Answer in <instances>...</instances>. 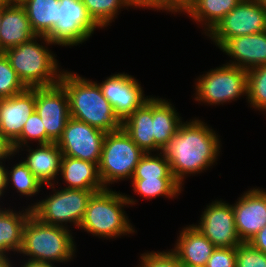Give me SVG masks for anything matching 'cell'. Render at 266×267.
I'll return each mask as SVG.
<instances>
[{
	"mask_svg": "<svg viewBox=\"0 0 266 267\" xmlns=\"http://www.w3.org/2000/svg\"><path fill=\"white\" fill-rule=\"evenodd\" d=\"M171 251L185 267H205L215 246L192 225H187L179 231Z\"/></svg>",
	"mask_w": 266,
	"mask_h": 267,
	"instance_id": "19",
	"label": "cell"
},
{
	"mask_svg": "<svg viewBox=\"0 0 266 267\" xmlns=\"http://www.w3.org/2000/svg\"><path fill=\"white\" fill-rule=\"evenodd\" d=\"M174 178L169 162L162 152L145 153L139 160L131 179Z\"/></svg>",
	"mask_w": 266,
	"mask_h": 267,
	"instance_id": "30",
	"label": "cell"
},
{
	"mask_svg": "<svg viewBox=\"0 0 266 267\" xmlns=\"http://www.w3.org/2000/svg\"><path fill=\"white\" fill-rule=\"evenodd\" d=\"M247 103L263 113L266 109V65L247 70Z\"/></svg>",
	"mask_w": 266,
	"mask_h": 267,
	"instance_id": "31",
	"label": "cell"
},
{
	"mask_svg": "<svg viewBox=\"0 0 266 267\" xmlns=\"http://www.w3.org/2000/svg\"><path fill=\"white\" fill-rule=\"evenodd\" d=\"M31 213L30 207L18 212L9 207L0 213V254L11 255V251L14 254L20 252L23 227Z\"/></svg>",
	"mask_w": 266,
	"mask_h": 267,
	"instance_id": "25",
	"label": "cell"
},
{
	"mask_svg": "<svg viewBox=\"0 0 266 267\" xmlns=\"http://www.w3.org/2000/svg\"><path fill=\"white\" fill-rule=\"evenodd\" d=\"M59 83L68 94L70 117L105 133L122 128L121 119L103 95L98 82L63 69Z\"/></svg>",
	"mask_w": 266,
	"mask_h": 267,
	"instance_id": "2",
	"label": "cell"
},
{
	"mask_svg": "<svg viewBox=\"0 0 266 267\" xmlns=\"http://www.w3.org/2000/svg\"><path fill=\"white\" fill-rule=\"evenodd\" d=\"M182 118L175 106L168 100L153 97L154 152H162L172 136L177 132Z\"/></svg>",
	"mask_w": 266,
	"mask_h": 267,
	"instance_id": "22",
	"label": "cell"
},
{
	"mask_svg": "<svg viewBox=\"0 0 266 267\" xmlns=\"http://www.w3.org/2000/svg\"><path fill=\"white\" fill-rule=\"evenodd\" d=\"M130 197L110 188L94 193L89 199L78 229L107 240L132 235L136 230L124 208L132 207L138 201L134 200V196Z\"/></svg>",
	"mask_w": 266,
	"mask_h": 267,
	"instance_id": "3",
	"label": "cell"
},
{
	"mask_svg": "<svg viewBox=\"0 0 266 267\" xmlns=\"http://www.w3.org/2000/svg\"><path fill=\"white\" fill-rule=\"evenodd\" d=\"M70 229L43 223L32 213L23 227L19 255L29 260L66 263L74 259L76 243Z\"/></svg>",
	"mask_w": 266,
	"mask_h": 267,
	"instance_id": "5",
	"label": "cell"
},
{
	"mask_svg": "<svg viewBox=\"0 0 266 267\" xmlns=\"http://www.w3.org/2000/svg\"><path fill=\"white\" fill-rule=\"evenodd\" d=\"M26 0H7L8 4L23 5Z\"/></svg>",
	"mask_w": 266,
	"mask_h": 267,
	"instance_id": "44",
	"label": "cell"
},
{
	"mask_svg": "<svg viewBox=\"0 0 266 267\" xmlns=\"http://www.w3.org/2000/svg\"><path fill=\"white\" fill-rule=\"evenodd\" d=\"M35 111L46 130V144L57 143L70 118L69 98L64 87L59 83L35 88Z\"/></svg>",
	"mask_w": 266,
	"mask_h": 267,
	"instance_id": "11",
	"label": "cell"
},
{
	"mask_svg": "<svg viewBox=\"0 0 266 267\" xmlns=\"http://www.w3.org/2000/svg\"><path fill=\"white\" fill-rule=\"evenodd\" d=\"M98 84L121 121L151 98V95L145 97L144 90L135 77L124 72L110 75Z\"/></svg>",
	"mask_w": 266,
	"mask_h": 267,
	"instance_id": "14",
	"label": "cell"
},
{
	"mask_svg": "<svg viewBox=\"0 0 266 267\" xmlns=\"http://www.w3.org/2000/svg\"><path fill=\"white\" fill-rule=\"evenodd\" d=\"M139 261L138 267H185L171 250L144 252Z\"/></svg>",
	"mask_w": 266,
	"mask_h": 267,
	"instance_id": "35",
	"label": "cell"
},
{
	"mask_svg": "<svg viewBox=\"0 0 266 267\" xmlns=\"http://www.w3.org/2000/svg\"><path fill=\"white\" fill-rule=\"evenodd\" d=\"M219 49L233 60L226 64L245 70L266 65V31L228 38Z\"/></svg>",
	"mask_w": 266,
	"mask_h": 267,
	"instance_id": "17",
	"label": "cell"
},
{
	"mask_svg": "<svg viewBox=\"0 0 266 267\" xmlns=\"http://www.w3.org/2000/svg\"><path fill=\"white\" fill-rule=\"evenodd\" d=\"M62 175V176H60ZM66 189L104 190L99 175L98 164L63 156L60 174Z\"/></svg>",
	"mask_w": 266,
	"mask_h": 267,
	"instance_id": "21",
	"label": "cell"
},
{
	"mask_svg": "<svg viewBox=\"0 0 266 267\" xmlns=\"http://www.w3.org/2000/svg\"><path fill=\"white\" fill-rule=\"evenodd\" d=\"M235 227L242 242H248L266 225V190L253 187L232 204Z\"/></svg>",
	"mask_w": 266,
	"mask_h": 267,
	"instance_id": "15",
	"label": "cell"
},
{
	"mask_svg": "<svg viewBox=\"0 0 266 267\" xmlns=\"http://www.w3.org/2000/svg\"><path fill=\"white\" fill-rule=\"evenodd\" d=\"M51 187L52 194L49 193L41 201L33 202L28 207L32 214L43 223L54 226H61L69 229L68 223L79 228L84 217L87 204L92 195L102 190H82V189H61L56 190L54 184Z\"/></svg>",
	"mask_w": 266,
	"mask_h": 267,
	"instance_id": "6",
	"label": "cell"
},
{
	"mask_svg": "<svg viewBox=\"0 0 266 267\" xmlns=\"http://www.w3.org/2000/svg\"><path fill=\"white\" fill-rule=\"evenodd\" d=\"M82 2L100 29L110 26V23L118 17L121 9H129L125 0H82Z\"/></svg>",
	"mask_w": 266,
	"mask_h": 267,
	"instance_id": "29",
	"label": "cell"
},
{
	"mask_svg": "<svg viewBox=\"0 0 266 267\" xmlns=\"http://www.w3.org/2000/svg\"><path fill=\"white\" fill-rule=\"evenodd\" d=\"M26 89L11 67L9 59L4 53L0 55V99L12 97Z\"/></svg>",
	"mask_w": 266,
	"mask_h": 267,
	"instance_id": "32",
	"label": "cell"
},
{
	"mask_svg": "<svg viewBox=\"0 0 266 267\" xmlns=\"http://www.w3.org/2000/svg\"><path fill=\"white\" fill-rule=\"evenodd\" d=\"M6 169L7 167H5V161H1L0 162V197L1 198L5 195L4 193L7 191Z\"/></svg>",
	"mask_w": 266,
	"mask_h": 267,
	"instance_id": "41",
	"label": "cell"
},
{
	"mask_svg": "<svg viewBox=\"0 0 266 267\" xmlns=\"http://www.w3.org/2000/svg\"><path fill=\"white\" fill-rule=\"evenodd\" d=\"M189 0H180V11L188 4Z\"/></svg>",
	"mask_w": 266,
	"mask_h": 267,
	"instance_id": "45",
	"label": "cell"
},
{
	"mask_svg": "<svg viewBox=\"0 0 266 267\" xmlns=\"http://www.w3.org/2000/svg\"><path fill=\"white\" fill-rule=\"evenodd\" d=\"M2 12H3V7H0V22H1V18H2Z\"/></svg>",
	"mask_w": 266,
	"mask_h": 267,
	"instance_id": "48",
	"label": "cell"
},
{
	"mask_svg": "<svg viewBox=\"0 0 266 267\" xmlns=\"http://www.w3.org/2000/svg\"><path fill=\"white\" fill-rule=\"evenodd\" d=\"M131 184L134 193L142 196V198L145 197V199L159 196L168 199L178 198L183 189L175 178L131 179Z\"/></svg>",
	"mask_w": 266,
	"mask_h": 267,
	"instance_id": "27",
	"label": "cell"
},
{
	"mask_svg": "<svg viewBox=\"0 0 266 267\" xmlns=\"http://www.w3.org/2000/svg\"><path fill=\"white\" fill-rule=\"evenodd\" d=\"M254 248L266 254V225L248 241Z\"/></svg>",
	"mask_w": 266,
	"mask_h": 267,
	"instance_id": "39",
	"label": "cell"
},
{
	"mask_svg": "<svg viewBox=\"0 0 266 267\" xmlns=\"http://www.w3.org/2000/svg\"><path fill=\"white\" fill-rule=\"evenodd\" d=\"M256 1L257 3L261 4L263 7L266 8V0H254Z\"/></svg>",
	"mask_w": 266,
	"mask_h": 267,
	"instance_id": "46",
	"label": "cell"
},
{
	"mask_svg": "<svg viewBox=\"0 0 266 267\" xmlns=\"http://www.w3.org/2000/svg\"><path fill=\"white\" fill-rule=\"evenodd\" d=\"M13 156H15V151L12 142L0 131V162L6 159L9 161Z\"/></svg>",
	"mask_w": 266,
	"mask_h": 267,
	"instance_id": "37",
	"label": "cell"
},
{
	"mask_svg": "<svg viewBox=\"0 0 266 267\" xmlns=\"http://www.w3.org/2000/svg\"><path fill=\"white\" fill-rule=\"evenodd\" d=\"M34 111L35 88H26L12 97L0 99V131L13 143Z\"/></svg>",
	"mask_w": 266,
	"mask_h": 267,
	"instance_id": "16",
	"label": "cell"
},
{
	"mask_svg": "<svg viewBox=\"0 0 266 267\" xmlns=\"http://www.w3.org/2000/svg\"><path fill=\"white\" fill-rule=\"evenodd\" d=\"M7 5H9V4L7 3V0H0V7H5V6H7Z\"/></svg>",
	"mask_w": 266,
	"mask_h": 267,
	"instance_id": "47",
	"label": "cell"
},
{
	"mask_svg": "<svg viewBox=\"0 0 266 267\" xmlns=\"http://www.w3.org/2000/svg\"><path fill=\"white\" fill-rule=\"evenodd\" d=\"M130 8L159 10V0H125Z\"/></svg>",
	"mask_w": 266,
	"mask_h": 267,
	"instance_id": "38",
	"label": "cell"
},
{
	"mask_svg": "<svg viewBox=\"0 0 266 267\" xmlns=\"http://www.w3.org/2000/svg\"><path fill=\"white\" fill-rule=\"evenodd\" d=\"M236 267H266V254L254 248L249 242L236 247Z\"/></svg>",
	"mask_w": 266,
	"mask_h": 267,
	"instance_id": "34",
	"label": "cell"
},
{
	"mask_svg": "<svg viewBox=\"0 0 266 267\" xmlns=\"http://www.w3.org/2000/svg\"><path fill=\"white\" fill-rule=\"evenodd\" d=\"M236 247L215 248L205 267H236Z\"/></svg>",
	"mask_w": 266,
	"mask_h": 267,
	"instance_id": "36",
	"label": "cell"
},
{
	"mask_svg": "<svg viewBox=\"0 0 266 267\" xmlns=\"http://www.w3.org/2000/svg\"><path fill=\"white\" fill-rule=\"evenodd\" d=\"M266 31V8L254 0H241L206 35L220 47L228 38Z\"/></svg>",
	"mask_w": 266,
	"mask_h": 267,
	"instance_id": "10",
	"label": "cell"
},
{
	"mask_svg": "<svg viewBox=\"0 0 266 267\" xmlns=\"http://www.w3.org/2000/svg\"><path fill=\"white\" fill-rule=\"evenodd\" d=\"M23 7L36 36H46L59 20V0H26Z\"/></svg>",
	"mask_w": 266,
	"mask_h": 267,
	"instance_id": "26",
	"label": "cell"
},
{
	"mask_svg": "<svg viewBox=\"0 0 266 267\" xmlns=\"http://www.w3.org/2000/svg\"><path fill=\"white\" fill-rule=\"evenodd\" d=\"M240 2L241 0H189L180 13L184 12L197 25L204 27L203 34L206 36Z\"/></svg>",
	"mask_w": 266,
	"mask_h": 267,
	"instance_id": "24",
	"label": "cell"
},
{
	"mask_svg": "<svg viewBox=\"0 0 266 267\" xmlns=\"http://www.w3.org/2000/svg\"><path fill=\"white\" fill-rule=\"evenodd\" d=\"M196 228L216 247H237L242 243L235 227V216L232 204L214 200L206 205L200 215Z\"/></svg>",
	"mask_w": 266,
	"mask_h": 267,
	"instance_id": "13",
	"label": "cell"
},
{
	"mask_svg": "<svg viewBox=\"0 0 266 267\" xmlns=\"http://www.w3.org/2000/svg\"><path fill=\"white\" fill-rule=\"evenodd\" d=\"M45 45L53 44L45 36H35L4 52L26 88L49 87L60 82L63 69H59L55 54Z\"/></svg>",
	"mask_w": 266,
	"mask_h": 267,
	"instance_id": "4",
	"label": "cell"
},
{
	"mask_svg": "<svg viewBox=\"0 0 266 267\" xmlns=\"http://www.w3.org/2000/svg\"><path fill=\"white\" fill-rule=\"evenodd\" d=\"M122 128L143 152H154L153 96L122 121Z\"/></svg>",
	"mask_w": 266,
	"mask_h": 267,
	"instance_id": "23",
	"label": "cell"
},
{
	"mask_svg": "<svg viewBox=\"0 0 266 267\" xmlns=\"http://www.w3.org/2000/svg\"><path fill=\"white\" fill-rule=\"evenodd\" d=\"M145 154L121 128L104 136L99 175L105 188L120 180H131L140 158Z\"/></svg>",
	"mask_w": 266,
	"mask_h": 267,
	"instance_id": "7",
	"label": "cell"
},
{
	"mask_svg": "<svg viewBox=\"0 0 266 267\" xmlns=\"http://www.w3.org/2000/svg\"><path fill=\"white\" fill-rule=\"evenodd\" d=\"M23 265L20 267H56L53 263L34 261V260H25L22 261Z\"/></svg>",
	"mask_w": 266,
	"mask_h": 267,
	"instance_id": "42",
	"label": "cell"
},
{
	"mask_svg": "<svg viewBox=\"0 0 266 267\" xmlns=\"http://www.w3.org/2000/svg\"><path fill=\"white\" fill-rule=\"evenodd\" d=\"M10 259L7 255L0 254V267H15Z\"/></svg>",
	"mask_w": 266,
	"mask_h": 267,
	"instance_id": "43",
	"label": "cell"
},
{
	"mask_svg": "<svg viewBox=\"0 0 266 267\" xmlns=\"http://www.w3.org/2000/svg\"><path fill=\"white\" fill-rule=\"evenodd\" d=\"M30 141L37 144H46V130L43 127L40 116L34 111L27 119L21 135L12 143L14 151L18 148L30 145Z\"/></svg>",
	"mask_w": 266,
	"mask_h": 267,
	"instance_id": "33",
	"label": "cell"
},
{
	"mask_svg": "<svg viewBox=\"0 0 266 267\" xmlns=\"http://www.w3.org/2000/svg\"><path fill=\"white\" fill-rule=\"evenodd\" d=\"M7 188L12 185L21 197H34L40 193L43 184L32 174L31 170L22 162L11 166L10 170L6 169ZM10 185V186H9Z\"/></svg>",
	"mask_w": 266,
	"mask_h": 267,
	"instance_id": "28",
	"label": "cell"
},
{
	"mask_svg": "<svg viewBox=\"0 0 266 267\" xmlns=\"http://www.w3.org/2000/svg\"><path fill=\"white\" fill-rule=\"evenodd\" d=\"M28 152L22 162L31 170L32 174L43 186L55 185V179L60 174L63 154L56 142L38 144L36 149L30 145L15 150V155L20 151ZM46 184V185H45Z\"/></svg>",
	"mask_w": 266,
	"mask_h": 267,
	"instance_id": "18",
	"label": "cell"
},
{
	"mask_svg": "<svg viewBox=\"0 0 266 267\" xmlns=\"http://www.w3.org/2000/svg\"><path fill=\"white\" fill-rule=\"evenodd\" d=\"M168 11L167 13H180V0H159V11Z\"/></svg>",
	"mask_w": 266,
	"mask_h": 267,
	"instance_id": "40",
	"label": "cell"
},
{
	"mask_svg": "<svg viewBox=\"0 0 266 267\" xmlns=\"http://www.w3.org/2000/svg\"><path fill=\"white\" fill-rule=\"evenodd\" d=\"M105 134L102 130L70 117L57 144L63 156L99 164Z\"/></svg>",
	"mask_w": 266,
	"mask_h": 267,
	"instance_id": "12",
	"label": "cell"
},
{
	"mask_svg": "<svg viewBox=\"0 0 266 267\" xmlns=\"http://www.w3.org/2000/svg\"><path fill=\"white\" fill-rule=\"evenodd\" d=\"M194 100L207 105H223L247 99V70L230 64L210 69L195 79Z\"/></svg>",
	"mask_w": 266,
	"mask_h": 267,
	"instance_id": "8",
	"label": "cell"
},
{
	"mask_svg": "<svg viewBox=\"0 0 266 267\" xmlns=\"http://www.w3.org/2000/svg\"><path fill=\"white\" fill-rule=\"evenodd\" d=\"M5 208H2V205H0V213L4 210Z\"/></svg>",
	"mask_w": 266,
	"mask_h": 267,
	"instance_id": "49",
	"label": "cell"
},
{
	"mask_svg": "<svg viewBox=\"0 0 266 267\" xmlns=\"http://www.w3.org/2000/svg\"><path fill=\"white\" fill-rule=\"evenodd\" d=\"M58 19L45 36L53 45L77 46L100 28L88 14L82 0H59Z\"/></svg>",
	"mask_w": 266,
	"mask_h": 267,
	"instance_id": "9",
	"label": "cell"
},
{
	"mask_svg": "<svg viewBox=\"0 0 266 267\" xmlns=\"http://www.w3.org/2000/svg\"><path fill=\"white\" fill-rule=\"evenodd\" d=\"M220 135L198 118L183 120L177 132L163 148L175 180L184 187V179L206 172L218 161Z\"/></svg>",
	"mask_w": 266,
	"mask_h": 267,
	"instance_id": "1",
	"label": "cell"
},
{
	"mask_svg": "<svg viewBox=\"0 0 266 267\" xmlns=\"http://www.w3.org/2000/svg\"><path fill=\"white\" fill-rule=\"evenodd\" d=\"M33 32L23 5L9 4L3 7L0 22V52L30 41Z\"/></svg>",
	"mask_w": 266,
	"mask_h": 267,
	"instance_id": "20",
	"label": "cell"
}]
</instances>
